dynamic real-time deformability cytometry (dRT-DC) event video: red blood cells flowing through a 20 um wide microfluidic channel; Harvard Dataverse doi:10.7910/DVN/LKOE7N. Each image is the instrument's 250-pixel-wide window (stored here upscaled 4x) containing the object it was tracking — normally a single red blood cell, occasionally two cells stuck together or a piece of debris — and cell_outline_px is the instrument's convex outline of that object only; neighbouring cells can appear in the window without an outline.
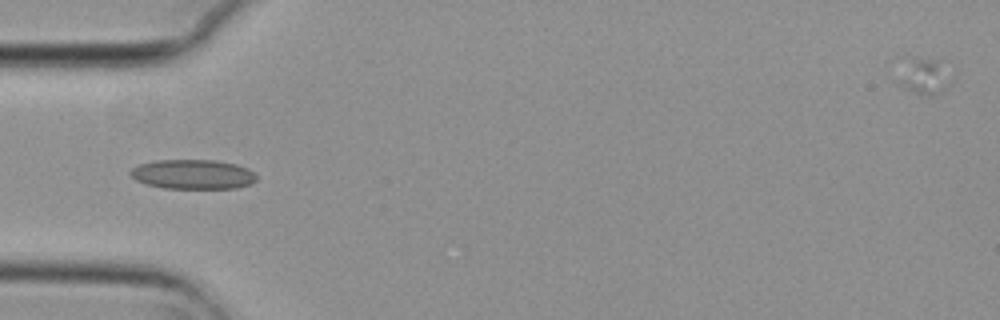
{"species": "common noctule bat (a hibernating species)", "species_latin": "Nyctalus noctula", "temperature_condition": "cold", "stored_images_in_passage": 7, "camera_frame_rate_fps": 3000, "um_per_image_px": 0.085, "animal": {"sex": "female", "body_mass_g": 29.2, "forearm_length_mm": 56.3}, "frame": {"image": 1, "passage_image": 6, "time_ms": 1.667, "image_size_px": [1000, 320], "cell_outline_px": [[256, 180], [252, 184], [236, 188], [164, 188], [144, 184], [136, 180], [128, 172], [132, 168], [140, 164], [156, 160], [216, 160], [236, 164], [248, 168], [256, 176]], "centroid_in_image_um": [16.39, 14.81], "position_along_channel_um": 68.6, "area_um2": 21.79}}
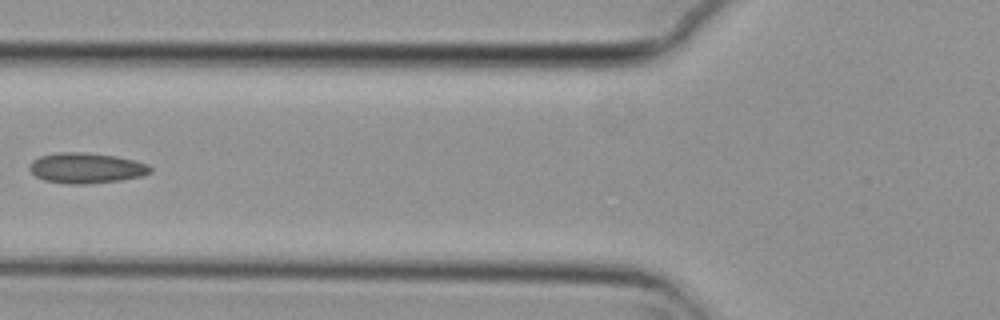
{"frame": {"image": 2, "passage_image": 7, "time_ms": 2.0, "image_size_px": [1000, 320], "cell_outline_px": [[152, 172], [144, 176], [120, 180], [88, 184], [68, 184], [44, 180], [36, 176], [28, 168], [28, 164], [32, 160], [40, 156], [60, 152], [80, 152], [116, 156], [148, 164], [152, 168]], "centroid_in_image_um": [7.33, 14.29], "position_along_channel_um": 118.5, "area_um2": 21.5}}